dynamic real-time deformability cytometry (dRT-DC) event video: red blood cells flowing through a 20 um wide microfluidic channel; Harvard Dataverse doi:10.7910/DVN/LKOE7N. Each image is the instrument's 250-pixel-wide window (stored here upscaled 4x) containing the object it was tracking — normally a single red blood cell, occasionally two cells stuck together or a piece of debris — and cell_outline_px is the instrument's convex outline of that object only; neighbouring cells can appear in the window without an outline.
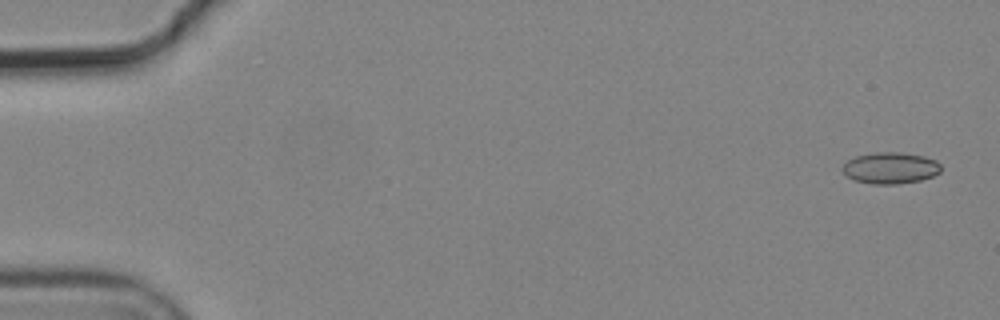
{"species": "common noctule bat (a hibernating species)", "species_latin": "Nyctalus noctula", "temperature_condition": "cold", "stored_images_in_passage": 5, "camera_frame_rate_fps": 3000, "um_per_image_px": 0.085, "animal": {"sex": "male", "body_mass_g": 19.2, "forearm_length_mm": 51.8}, "frame": {"image": 1, "passage_image": 1, "time_ms": 0.0, "image_size_px": [1000, 320], "cell_outline_px": [[940, 172], [932, 176], [920, 180], [896, 184], [872, 184], [852, 180], [840, 168], [848, 160], [856, 156], [872, 152], [900, 152], [924, 156], [936, 160], [940, 164]], "centroid_in_image_um": [75.66, 14.27], "position_along_channel_um": 9.3, "area_um2": 18.09}}
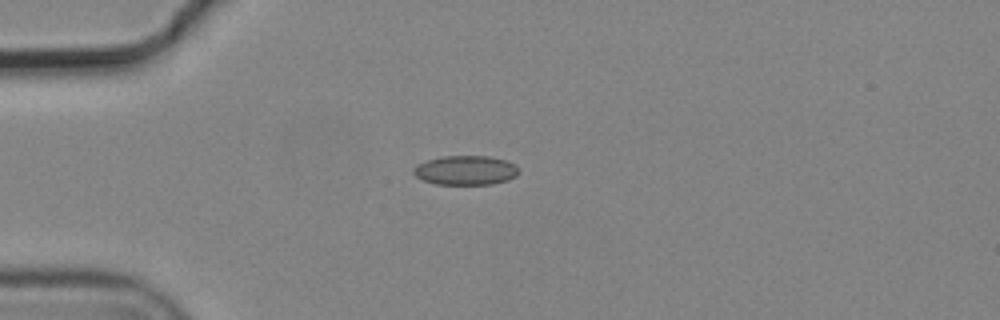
{"frame": {"image": 2, "passage_image": 4, "time_ms": 1.0, "image_size_px": [1000, 320], "cell_outline_px": [[516, 176], [508, 180], [492, 184], [436, 184], [424, 180], [416, 176], [412, 172], [412, 168], [416, 164], [428, 160], [444, 156], [488, 156], [508, 160], [516, 164]], "centroid_in_image_um": [39.57, 14.47], "position_along_channel_um": 45.4, "area_um2": 17.98}}